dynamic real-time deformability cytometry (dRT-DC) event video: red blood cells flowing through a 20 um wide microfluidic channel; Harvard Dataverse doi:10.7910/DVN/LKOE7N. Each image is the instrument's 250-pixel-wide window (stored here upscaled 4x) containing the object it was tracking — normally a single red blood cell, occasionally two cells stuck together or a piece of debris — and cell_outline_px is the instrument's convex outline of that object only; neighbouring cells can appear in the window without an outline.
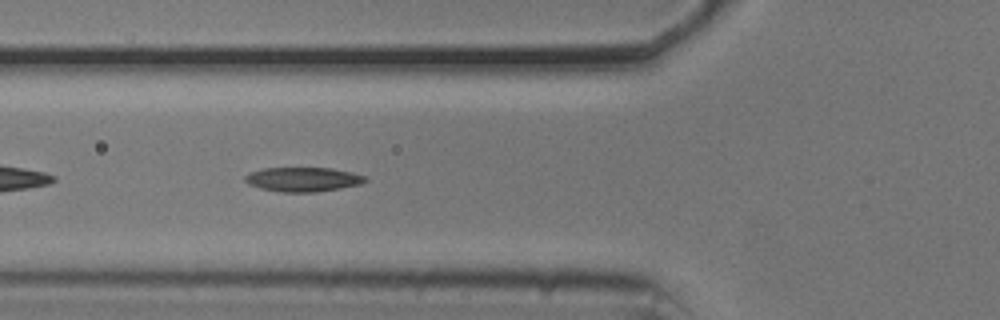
{"species": "common noctule bat (a hibernating species)", "species_latin": "Nyctalus noctula", "temperature_condition": "cold", "stored_images_in_passage": 39, "camera_frame_rate_fps": 3000, "um_per_image_px": 0.085, "animal": {"sex": "male", "body_mass_g": 20.5, "forearm_length_mm": 52.5}, "frame": {"image": 1, "passage_image": 5, "time_ms": 1.333, "image_size_px": [1000, 320], "cell_outline_px": [[368, 180], [360, 184], [340, 188], [316, 192], [280, 192], [260, 188], [248, 184], [244, 180], [244, 176], [248, 172], [264, 168], [332, 168], [352, 172], [368, 176]], "centroid_in_image_um": [25.75, 15.24], "position_along_channel_um": 100.0, "area_um2": 17.22}}
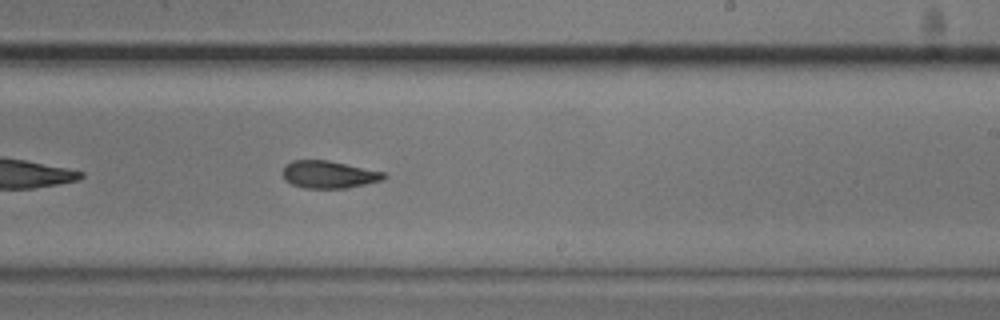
{"frame": {"image": 2, "passage_image": 18, "time_ms": 5.667, "image_size_px": [1000, 320], "cell_outline_px": [[388, 176], [384, 180], [344, 188], [304, 188], [292, 184], [284, 180], [284, 164], [292, 160], [328, 160], [384, 172]], "centroid_in_image_um": [27.95, 14.83], "position_along_channel_um": 261.1, "area_um2": 16.13}}
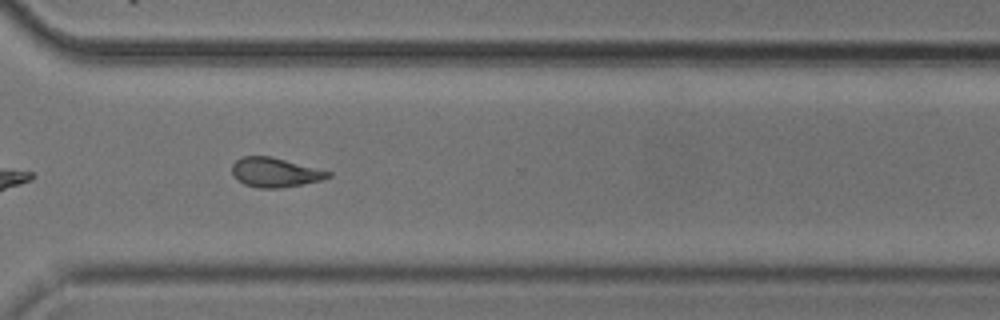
{"frame": {"image": 3, "passage_image": 25, "time_ms": 8.0, "image_size_px": [1000, 320], "cell_outline_px": [[332, 176], [320, 180], [304, 184], [280, 188], [260, 188], [244, 184], [236, 180], [232, 172], [232, 164], [236, 160], [244, 156], [272, 156], [332, 172]], "centroid_in_image_um": [23.37, 14.65], "position_along_channel_um": 347.2, "area_um2": 16.53}, "authors_computed_cell_mechanics": {"area_um2": 16.5886, "velocity_mm_per_s": 3.7029, "shape_relaxation_time_tau1_ms": 6.8854, "shape_relaxation_time_tau2_ms": 3.8026, "deformation_change_tau1": 0.1828, "deformation_change_tau2": 0.1135}}